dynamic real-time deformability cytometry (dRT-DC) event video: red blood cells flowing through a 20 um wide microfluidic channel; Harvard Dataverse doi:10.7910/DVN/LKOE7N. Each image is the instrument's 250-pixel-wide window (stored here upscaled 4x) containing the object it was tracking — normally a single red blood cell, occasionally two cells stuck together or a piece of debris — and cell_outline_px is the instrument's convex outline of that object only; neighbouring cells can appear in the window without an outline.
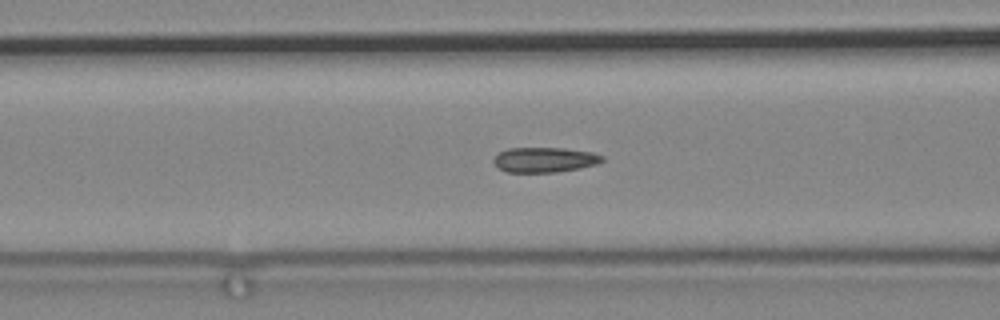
{"species": "common noctule bat (a hibernating species)", "species_latin": "Nyctalus noctula", "temperature_condition": "cold", "stored_images_in_passage": 87, "camera_frame_rate_fps": 3000, "um_per_image_px": 0.085, "animal": {"sex": "male", "body_mass_g": 19.2, "forearm_length_mm": 51.8}, "frame": {"image": 1, "passage_image": 46, "time_ms": 15.0, "image_size_px": [1000, 320], "cell_outline_px": [[604, 160], [596, 164], [580, 168], [556, 172], [508, 172], [500, 168], [492, 160], [500, 152], [508, 148], [564, 148], [592, 152], [604, 156]], "centroid_in_image_um": [46.32, 13.57], "position_along_channel_um": 120.3, "area_um2": 15.72}}
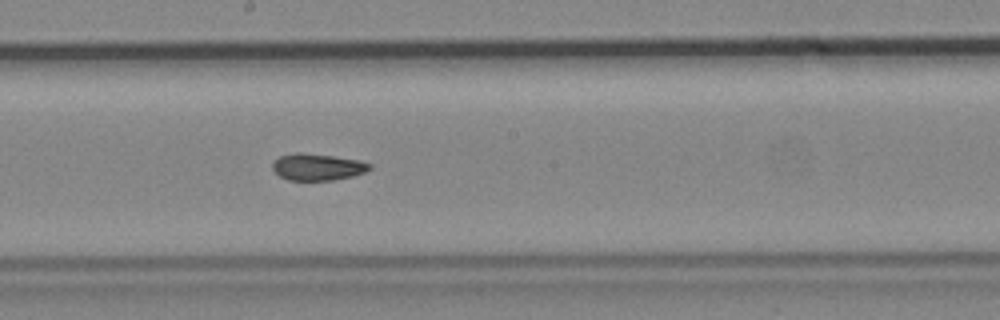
{"frame": {"image": 2, "passage_image": 56, "time_ms": 18.333, "image_size_px": [1000, 320], "cell_outline_px": [[372, 168], [364, 172], [352, 176], [332, 180], [288, 180], [280, 176], [272, 168], [272, 160], [280, 156], [296, 152], [300, 152], [332, 156], [360, 160], [372, 164]], "centroid_in_image_um": [26.97, 14.18], "position_along_channel_um": 221.2, "area_um2": 15.14}}
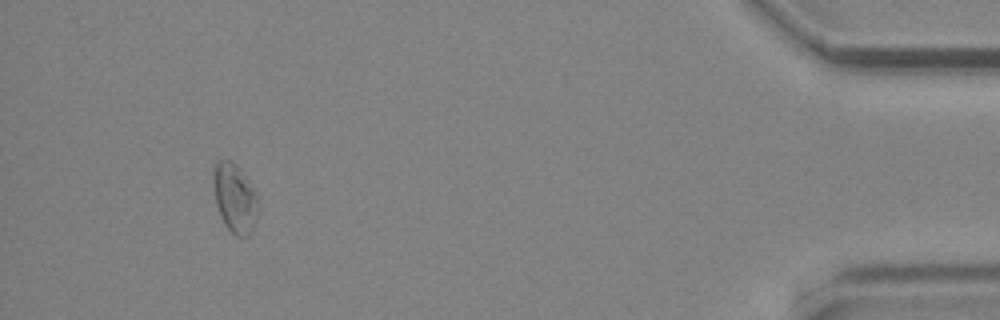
{"frame": {"image": 3, "passage_image": 82, "time_ms": 27.0, "image_size_px": [1000, 320], "cell_outline_px": [[260, 204], [256, 220], [248, 236], [236, 236], [224, 224], [220, 216], [216, 204], [212, 180], [212, 176], [216, 160], [232, 160], [244, 172], [256, 192], [260, 200]], "centroid_in_image_um": [19.97, 16.8], "position_along_channel_um": 415.2, "area_um2": 18.5}}